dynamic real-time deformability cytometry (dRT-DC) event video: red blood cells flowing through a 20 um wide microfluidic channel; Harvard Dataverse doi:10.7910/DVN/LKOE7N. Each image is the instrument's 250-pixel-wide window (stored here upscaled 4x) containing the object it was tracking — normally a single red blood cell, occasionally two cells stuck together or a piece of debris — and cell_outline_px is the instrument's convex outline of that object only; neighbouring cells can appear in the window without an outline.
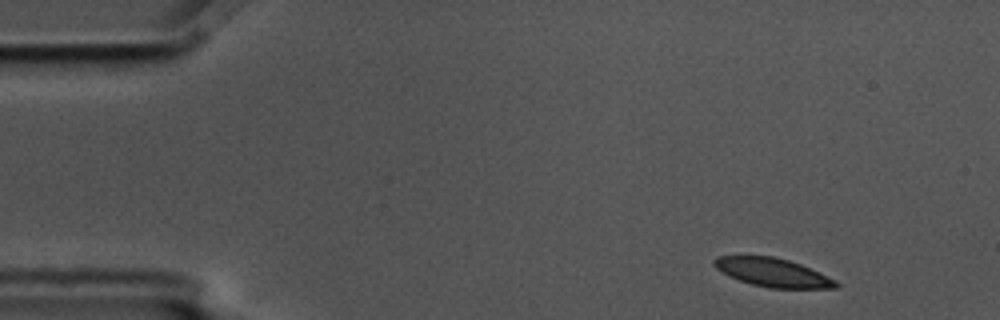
{"species": "common noctule bat (a hibernating species)", "species_latin": "Nyctalus noctula", "temperature_condition": "cold", "stored_images_in_passage": 3, "segment_of_instrument_passage": [2, 2], "camera_frame_rate_fps": 3000, "um_per_image_px": 0.085, "animal": {"sex": "male", "body_mass_g": 17.5, "forearm_length_mm": 52.3}, "frame": {"image": 1, "passage_image": 3, "time_ms": 0.667, "image_size_px": [1000, 320], "cell_outline_px": [[840, 288], [772, 288], [752, 284], [740, 280], [716, 268], [712, 264], [712, 260], [716, 256], [772, 256], [788, 260], [800, 264], [836, 280], [840, 284]], "centroid_in_image_um": [65.7, 23.16], "position_along_channel_um": 19.3, "area_um2": 20.0}}